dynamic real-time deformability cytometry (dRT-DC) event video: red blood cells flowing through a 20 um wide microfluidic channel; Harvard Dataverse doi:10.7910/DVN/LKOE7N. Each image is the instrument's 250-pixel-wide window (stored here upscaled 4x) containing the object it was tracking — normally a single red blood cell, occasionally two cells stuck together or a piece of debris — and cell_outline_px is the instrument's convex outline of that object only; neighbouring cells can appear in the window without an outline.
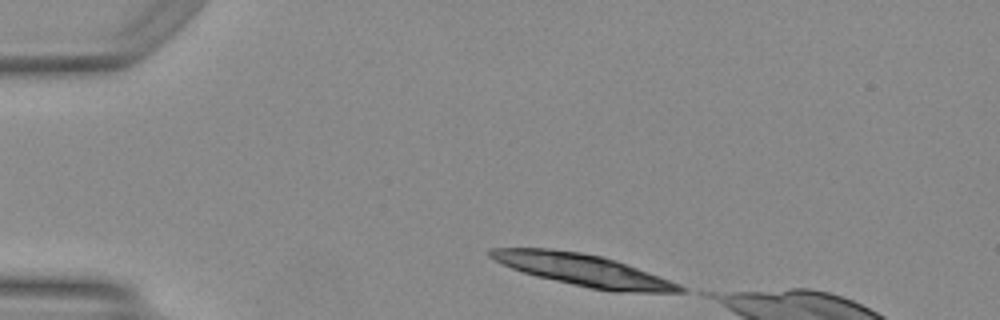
{"species": "Egyptian fruit bat (a non-hibernating species)", "species_latin": "Rousettus aegyptiacus", "temperature_condition": "warm", "stored_images_in_passage": 4, "camera_frame_rate_fps": 3000, "um_per_image_px": 0.085, "animal": {"sex": "female"}, "frame": {"image": 1, "passage_image": 1, "time_ms": 0.0, "image_size_px": [1000, 320], "cell_outline_px": [[688, 292], [612, 292], [588, 288], [536, 276], [512, 268], [488, 256], [488, 248], [548, 248], [580, 252], [600, 256], [616, 260], [680, 284], [688, 288]], "centroid_in_image_um": [49.61, 22.97], "position_along_channel_um": 35.4, "area_um2": 35.03}}